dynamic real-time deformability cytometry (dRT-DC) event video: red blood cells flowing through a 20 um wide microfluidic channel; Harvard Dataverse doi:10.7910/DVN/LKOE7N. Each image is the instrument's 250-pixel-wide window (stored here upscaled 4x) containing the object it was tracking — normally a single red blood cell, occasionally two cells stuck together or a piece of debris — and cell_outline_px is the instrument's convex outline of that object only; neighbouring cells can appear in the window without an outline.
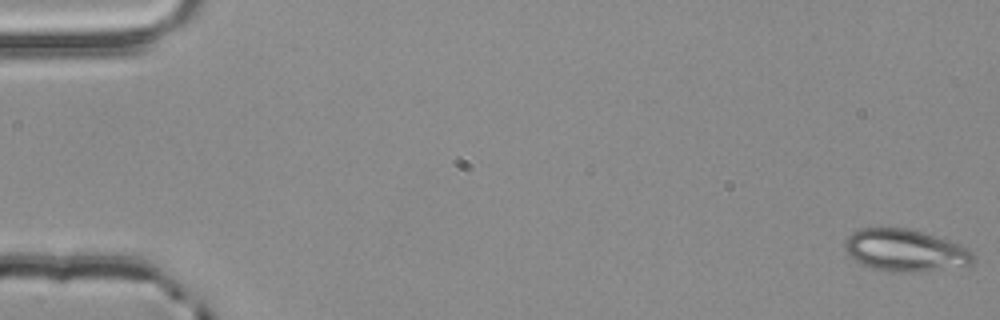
{"species": "common noctule bat (a hibernating species)", "species_latin": "Nyctalus noctula", "temperature_condition": "room temperature", "stored_images_in_passage": 55, "camera_frame_rate_fps": 3000, "um_per_image_px": 0.085, "animal": {"sex": "male", "body_mass_g": 20.4}, "frame": {"image": 1, "passage_image": 1, "time_ms": 0.0, "image_size_px": [1000, 320], "cell_outline_px": [[976, 264], [916, 272], [888, 272], [864, 264], [856, 260], [844, 248], [844, 244], [848, 236], [852, 232], [864, 228], [908, 228], [924, 232], [960, 244], [968, 248], [976, 256]], "centroid_in_image_um": [77.01, 21.28], "position_along_channel_um": 8.0, "area_um2": 31.44}}
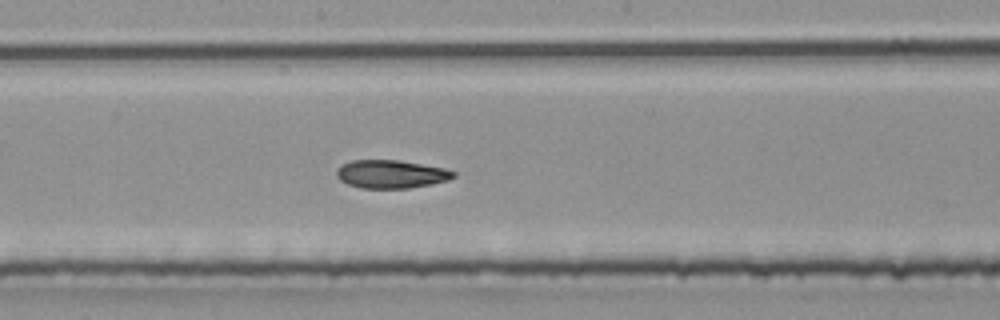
{"frame": {"image": 2, "passage_image": 30, "time_ms": 9.667, "image_size_px": [1000, 320], "cell_outline_px": [[456, 176], [448, 180], [432, 184], [408, 188], [360, 188], [348, 184], [340, 180], [336, 176], [336, 168], [340, 164], [352, 160], [400, 160], [444, 168], [456, 172]], "centroid_in_image_um": [33.22, 14.79], "position_along_channel_um": 215.0, "area_um2": 19.36}}
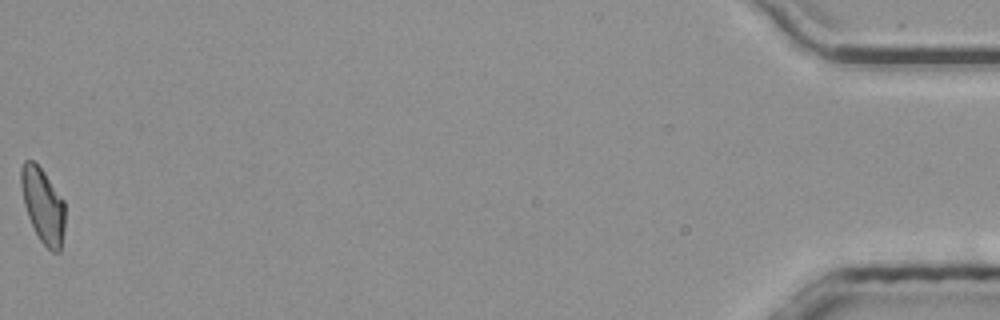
{"frame": {"image": 3, "passage_image": 55, "time_ms": 18.0, "image_size_px": [1000, 320], "cell_outline_px": [[64, 228], [60, 252], [52, 252], [40, 240], [28, 216], [24, 204], [20, 184], [20, 168], [24, 160], [32, 160], [44, 172], [64, 200]], "centroid_in_image_um": [3.64, 17.44], "position_along_channel_um": 431.6, "area_um2": 19.02}, "authors_computed_cell_mechanics": {"area_um2": 19.7098, "velocity_mm_per_s": 3.8565, "shape_relaxation_time_tau1_ms": null, "shape_relaxation_time_tau2_ms": 6.0808, "deformation_change_tau1": null, "deformation_change_tau2": 0.1327}}